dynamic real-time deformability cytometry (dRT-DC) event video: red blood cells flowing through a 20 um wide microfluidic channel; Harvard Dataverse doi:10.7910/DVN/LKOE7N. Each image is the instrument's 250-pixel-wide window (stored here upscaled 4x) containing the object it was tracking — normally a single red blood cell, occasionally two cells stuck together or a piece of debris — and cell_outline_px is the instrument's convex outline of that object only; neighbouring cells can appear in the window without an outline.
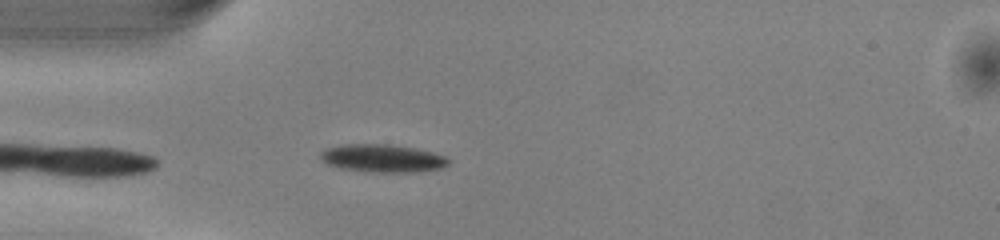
{"species": "common noctule bat (a hibernating species)", "species_latin": "Nyctalus noctula", "temperature_condition": "warm", "stored_images_in_passage": 23, "camera_frame_rate_fps": 3000, "um_per_image_px": 0.085, "animal": {"sex": "male", "body_mass_g": 13.0, "forearm_length_mm": 53.1}, "frame": {"image": 1, "passage_image": 1, "time_ms": 0.0, "image_size_px": [1000, 240], "cell_outline_px": [[452, 160], [444, 168], [420, 172], [376, 172], [340, 168], [328, 164], [320, 160], [320, 152], [324, 148], [340, 144], [388, 144], [416, 148], [448, 156]], "centroid_in_image_um": [32.55, 13.45], "position_along_channel_um": 52.5, "area_um2": 21.21}}